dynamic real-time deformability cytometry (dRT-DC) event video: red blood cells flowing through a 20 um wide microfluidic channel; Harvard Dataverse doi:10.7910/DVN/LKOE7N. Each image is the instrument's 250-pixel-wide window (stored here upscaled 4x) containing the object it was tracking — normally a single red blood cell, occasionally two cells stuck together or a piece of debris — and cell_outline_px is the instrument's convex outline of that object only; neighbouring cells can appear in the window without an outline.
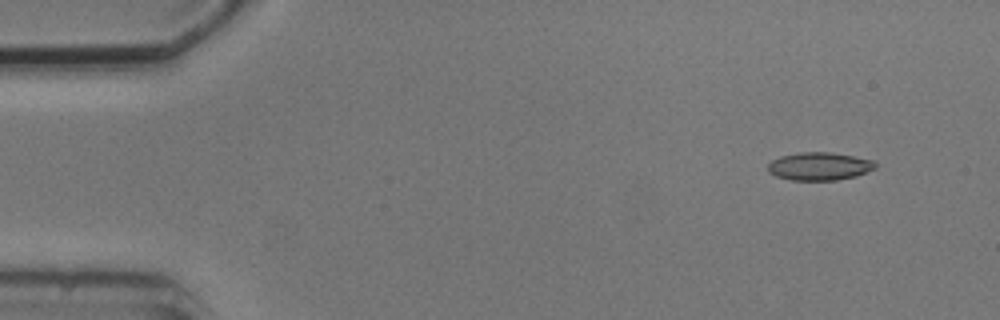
{"species": "common noctule bat (a hibernating species)", "species_latin": "Nyctalus noctula", "temperature_condition": "cold", "stored_images_in_passage": 5, "camera_frame_rate_fps": 3000, "um_per_image_px": 0.085, "animal": {"sex": "male", "body_mass_g": 20.5, "forearm_length_mm": 52.5}, "frame": {"image": 1, "passage_image": 1, "time_ms": 0.0, "image_size_px": [1000, 320], "cell_outline_px": [[876, 168], [856, 176], [836, 180], [792, 180], [776, 176], [768, 172], [768, 164], [772, 160], [780, 156], [800, 152], [828, 152], [876, 160]], "centroid_in_image_um": [69.65, 14.13], "position_along_channel_um": 15.3, "area_um2": 17.51}}
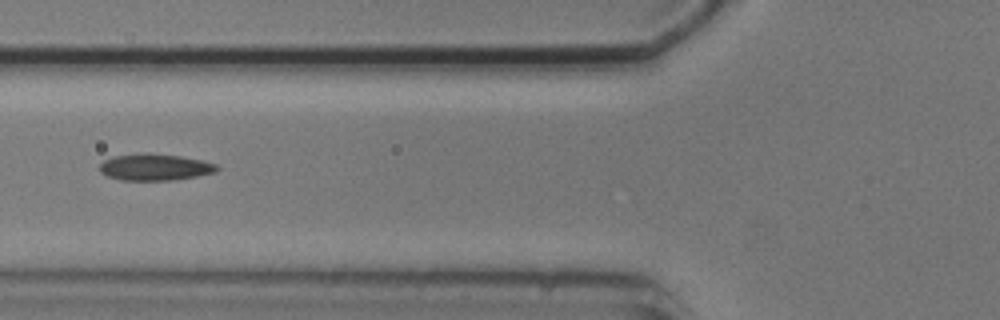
{"frame": {"image": 2, "passage_image": 5, "time_ms": 5.333, "image_size_px": [1000, 320], "cell_outline_px": [[220, 168], [216, 172], [196, 176], [172, 180], [120, 180], [108, 176], [100, 172], [100, 164], [104, 160], [116, 156], [180, 156], [200, 160], [216, 164]], "centroid_in_image_um": [13.2, 14.26], "position_along_channel_um": 112.6, "area_um2": 17.17}}